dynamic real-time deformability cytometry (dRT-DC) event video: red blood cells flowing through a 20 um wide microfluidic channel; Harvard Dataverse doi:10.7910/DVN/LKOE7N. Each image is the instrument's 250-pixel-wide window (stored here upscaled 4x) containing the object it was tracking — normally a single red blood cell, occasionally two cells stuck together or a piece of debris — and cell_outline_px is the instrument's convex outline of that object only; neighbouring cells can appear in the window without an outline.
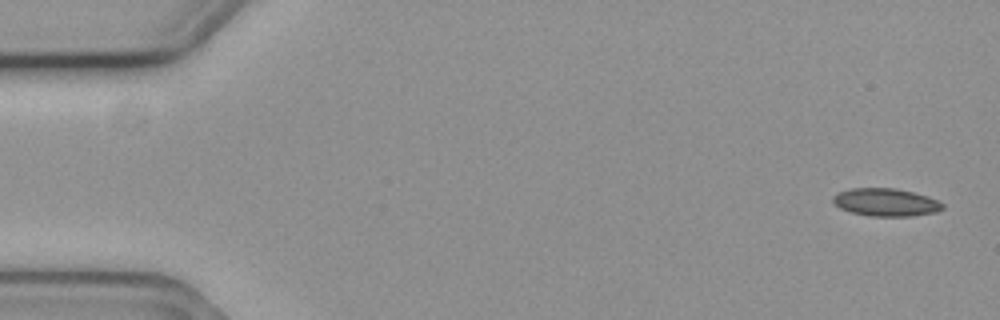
{"species": "common noctule bat (a hibernating species)", "species_latin": "Nyctalus noctula", "temperature_condition": "cold", "stored_images_in_passage": 5, "camera_frame_rate_fps": 3000, "um_per_image_px": 0.085, "animal": {"sex": "female", "body_mass_g": 19.3, "forearm_length_mm": 54.1}, "frame": {"image": 1, "passage_image": 1, "time_ms": 0.0, "image_size_px": [1000, 320], "cell_outline_px": [[944, 208], [936, 212], [912, 216], [868, 216], [852, 212], [840, 208], [832, 200], [832, 196], [836, 192], [852, 188], [896, 188], [928, 196], [944, 204]], "centroid_in_image_um": [75.28, 17.19], "position_along_channel_um": 9.7, "area_um2": 17.8}}